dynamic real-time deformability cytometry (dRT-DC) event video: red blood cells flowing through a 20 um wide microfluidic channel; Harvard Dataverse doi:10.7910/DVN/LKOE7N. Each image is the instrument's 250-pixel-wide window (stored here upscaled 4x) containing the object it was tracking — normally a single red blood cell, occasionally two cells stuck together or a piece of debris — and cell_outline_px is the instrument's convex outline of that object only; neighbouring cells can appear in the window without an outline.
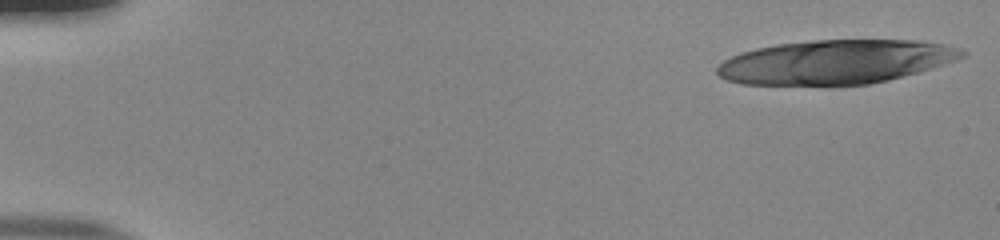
{"species": "human", "species_latin": "Homo sapiens", "temperature_condition": "room temperature", "stored_images_in_passage": 50, "camera_frame_rate_fps": 3000, "um_per_image_px": 0.085, "donor": {"sex": "male"}, "frame": {"image": 1, "passage_image": 1, "time_ms": 0.0, "image_size_px": [1000, 240], "cell_outline_px": [[968, 52], [964, 56], [956, 60], [916, 72], [888, 80], [868, 84], [828, 88], [740, 84], [728, 80], [720, 76], [716, 72], [716, 68], [724, 60], [732, 56], [756, 48], [776, 44], [812, 40], [916, 40], [944, 44], [960, 48]], "centroid_in_image_um": [70.97, 5.31], "position_along_channel_um": 14.0, "area_um2": 64.1}}
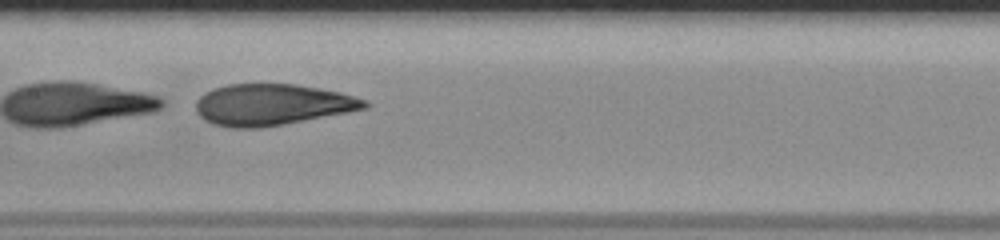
{"frame": {"image": 2, "passage_image": 26, "time_ms": 8.333, "image_size_px": [1000, 240], "cell_outline_px": [[372, 104], [368, 108], [348, 112], [284, 124], [260, 128], [228, 128], [204, 120], [196, 112], [196, 100], [204, 92], [228, 84], [296, 84], [340, 92], [368, 100]], "centroid_in_image_um": [23.15, 8.9], "position_along_channel_um": 184.3, "area_um2": 40.75}}